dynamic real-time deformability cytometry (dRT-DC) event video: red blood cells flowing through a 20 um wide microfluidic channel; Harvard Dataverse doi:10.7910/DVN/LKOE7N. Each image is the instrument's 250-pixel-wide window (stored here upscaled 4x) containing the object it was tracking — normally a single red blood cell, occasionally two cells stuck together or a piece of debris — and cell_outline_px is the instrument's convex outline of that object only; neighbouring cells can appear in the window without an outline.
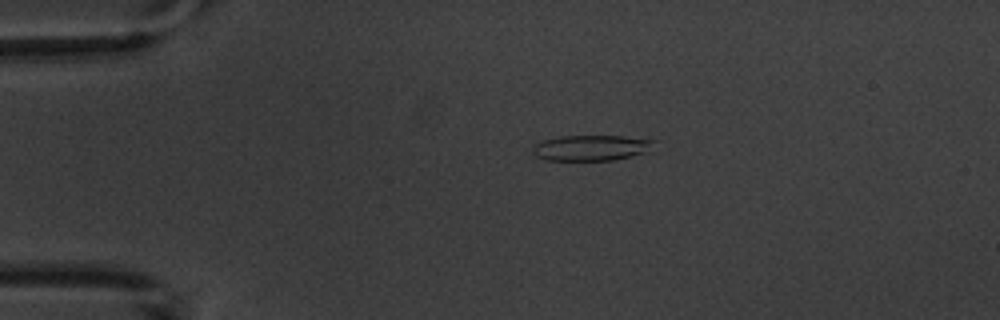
{"species": "common noctule bat (a hibernating species)", "species_latin": "Nyctalus noctula", "temperature_condition": "warm", "stored_images_in_passage": 5, "camera_frame_rate_fps": 3000, "um_per_image_px": 0.085, "animal": {"sex": "male", "body_mass_g": 20.1, "forearm_length_mm": 53.5}, "frame": {"image": 1, "passage_image": 3, "time_ms": 2.333, "image_size_px": [1000, 320], "cell_outline_px": [[656, 140], [652, 152], [612, 160], [544, 160], [536, 156], [532, 152], [532, 148], [536, 144], [544, 140], [560, 136], [624, 136]], "centroid_in_image_um": [50.32, 12.57], "position_along_channel_um": 34.7, "area_um2": 18.32}}
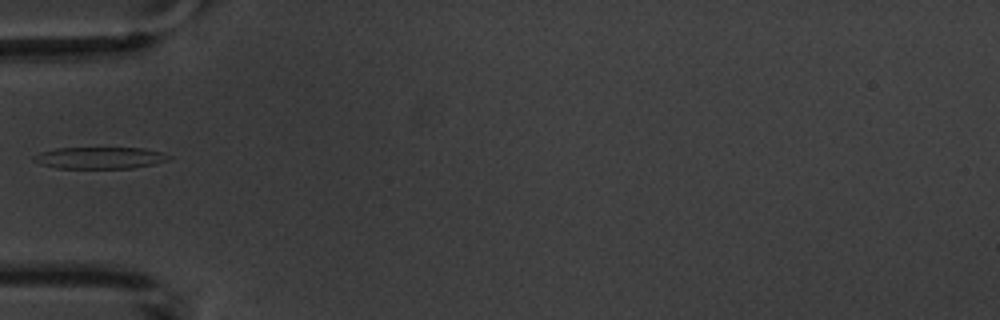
{"frame": {"image": 2, "passage_image": 5, "time_ms": 4.667, "image_size_px": [1000, 320], "cell_outline_px": [[172, 160], [132, 168], [56, 168], [40, 164], [32, 160], [32, 156], [40, 152], [56, 148], [144, 148], [160, 152], [172, 156]], "centroid_in_image_um": [8.48, 13.42], "position_along_channel_um": 76.5, "area_um2": 17.17}}